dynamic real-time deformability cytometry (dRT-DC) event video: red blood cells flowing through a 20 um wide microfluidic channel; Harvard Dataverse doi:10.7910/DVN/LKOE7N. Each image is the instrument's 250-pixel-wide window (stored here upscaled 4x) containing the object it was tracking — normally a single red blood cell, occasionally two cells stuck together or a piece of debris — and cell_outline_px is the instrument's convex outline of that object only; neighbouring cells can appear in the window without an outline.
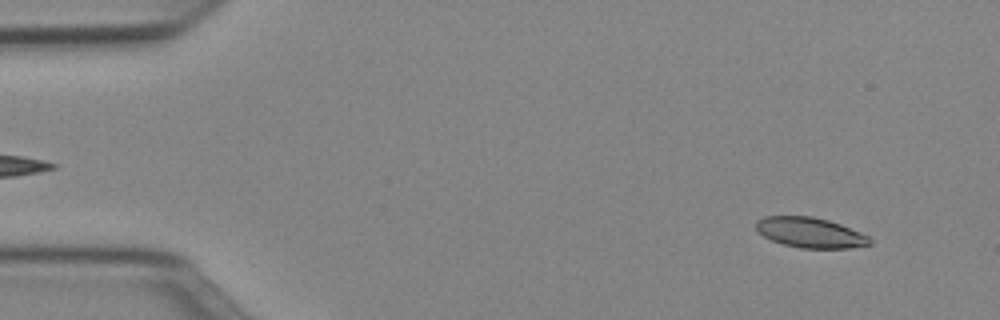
{"species": "Egyptian fruit bat (a non-hibernating species)", "species_latin": "Rousettus aegyptiacus", "temperature_condition": "cold", "stored_images_in_passage": 50, "camera_frame_rate_fps": 3000, "um_per_image_px": 0.085, "animal": {"sex": "female"}, "frame": {"image": 1, "passage_image": 3, "time_ms": 0.667, "image_size_px": [1000, 320], "cell_outline_px": [[872, 244], [848, 248], [800, 248], [784, 244], [772, 240], [764, 236], [756, 228], [756, 220], [764, 216], [812, 216], [828, 220], [840, 224], [860, 232], [868, 236], [872, 240]], "centroid_in_image_um": [68.87, 19.76], "position_along_channel_um": 16.1, "area_um2": 19.94}}
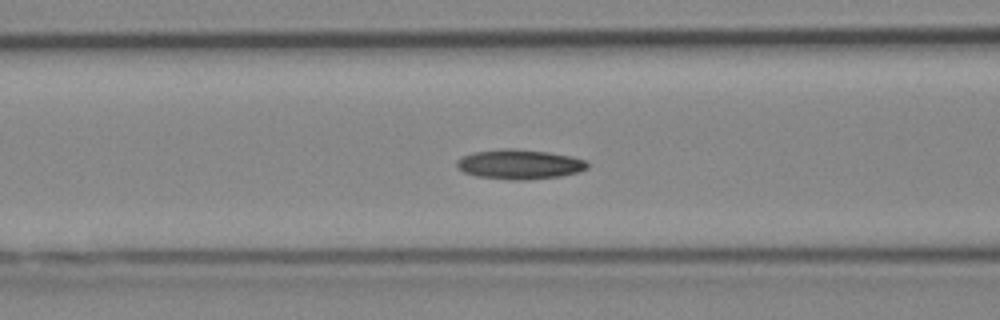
{"frame": {"image": 2, "passage_image": 19, "time_ms": 6.0, "image_size_px": [1000, 320], "cell_outline_px": [[588, 168], [580, 172], [560, 176], [524, 180], [508, 180], [476, 176], [464, 172], [456, 168], [456, 160], [472, 152], [504, 148], [508, 148], [548, 152], [572, 156], [588, 160]], "centroid_in_image_um": [44.16, 13.97], "position_along_channel_um": 122.4, "area_um2": 22.83}}
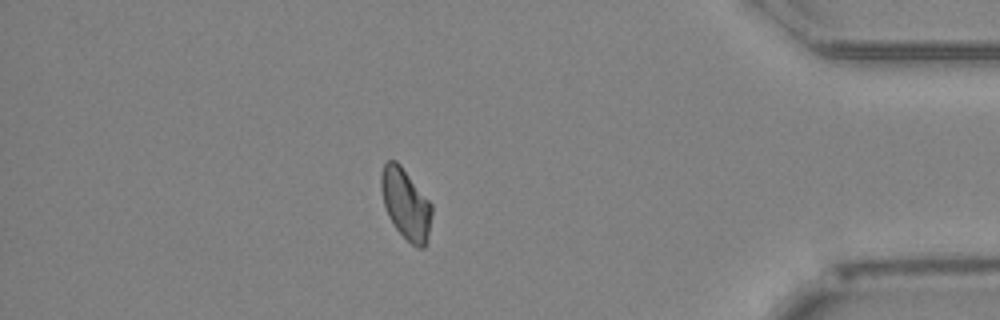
{"frame": {"image": 3, "passage_image": 43, "time_ms": 14.0, "image_size_px": [1000, 320], "cell_outline_px": [[432, 212], [428, 232], [424, 248], [416, 248], [396, 228], [388, 216], [384, 204], [380, 188], [380, 176], [384, 164], [388, 160], [396, 160], [400, 164], [432, 204]], "centroid_in_image_um": [34.47, 17.31], "position_along_channel_um": 400.7, "area_um2": 20.58}, "authors_computed_cell_mechanics": {"area_um2": 21.0103, "velocity_mm_per_s": 3.9499, "shape_relaxation_time_tau1_ms": null, "shape_relaxation_time_tau2_ms": 6.9793, "deformation_change_tau1": null, "deformation_change_tau2": 0.1186}}